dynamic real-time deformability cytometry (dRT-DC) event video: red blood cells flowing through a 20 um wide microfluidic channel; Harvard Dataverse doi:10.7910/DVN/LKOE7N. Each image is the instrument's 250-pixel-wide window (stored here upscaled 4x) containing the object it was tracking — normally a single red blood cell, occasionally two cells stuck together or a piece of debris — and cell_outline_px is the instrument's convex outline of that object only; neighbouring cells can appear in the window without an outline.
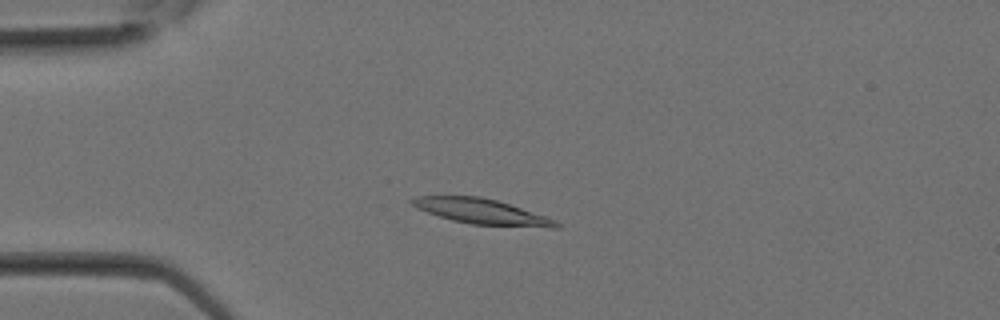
{"species": "Egyptian fruit bat (a non-hibernating species)", "species_latin": "Rousettus aegyptiacus", "temperature_condition": "room temperature", "stored_images_in_passage": 12, "camera_frame_rate_fps": 3000, "um_per_image_px": 0.085, "animal": {"sex": "female"}, "frame": {"image": 1, "passage_image": 7, "time_ms": 2.0, "image_size_px": [1000, 320], "cell_outline_px": [[560, 228], [548, 228], [472, 224], [452, 220], [416, 208], [408, 200], [416, 196], [480, 196], [496, 200], [548, 216], [556, 220], [560, 224]], "centroid_in_image_um": [41.0, 17.98], "position_along_channel_um": 44.0, "area_um2": 21.27}}
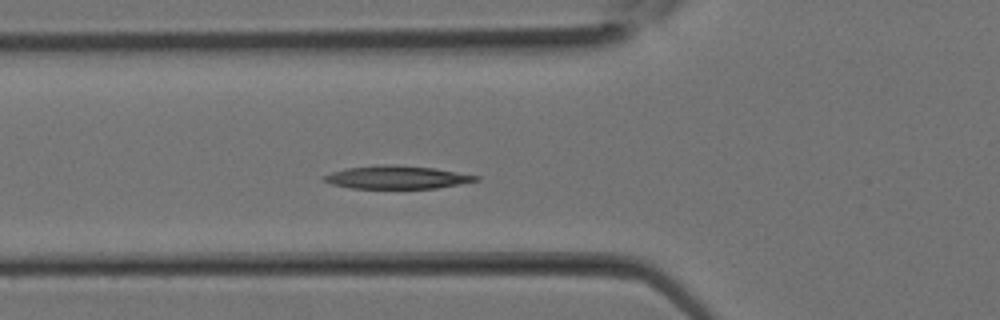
{"frame": {"image": 2, "passage_image": 10, "time_ms": 3.0, "image_size_px": [1000, 320], "cell_outline_px": [[480, 180], [436, 188], [348, 188], [332, 184], [324, 180], [320, 176], [332, 172], [348, 168], [376, 164], [396, 164], [432, 168], [480, 176]], "centroid_in_image_um": [33.69, 15.06], "position_along_channel_um": 92.1, "area_um2": 20.35}}
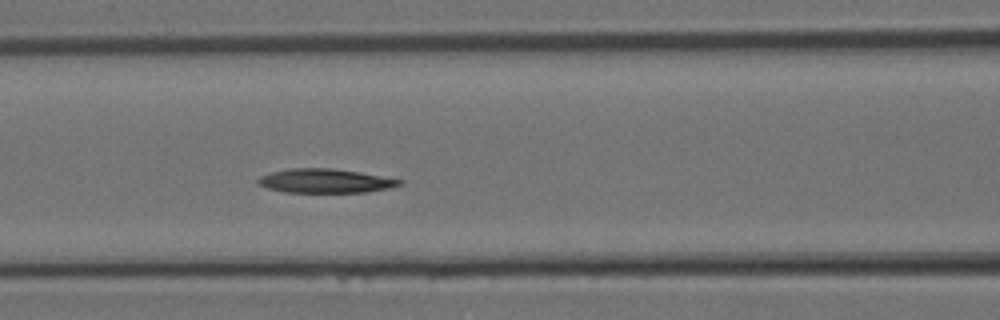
{"frame": {"image": 3, "passage_image": 12, "time_ms": 3.667, "image_size_px": [1000, 320], "cell_outline_px": [[404, 184], [388, 188], [368, 192], [284, 192], [268, 188], [256, 184], [256, 180], [260, 176], [272, 172], [288, 168], [332, 168], [404, 180]], "centroid_in_image_um": [27.61, 15.38], "position_along_channel_um": 139.0, "area_um2": 19.77}}